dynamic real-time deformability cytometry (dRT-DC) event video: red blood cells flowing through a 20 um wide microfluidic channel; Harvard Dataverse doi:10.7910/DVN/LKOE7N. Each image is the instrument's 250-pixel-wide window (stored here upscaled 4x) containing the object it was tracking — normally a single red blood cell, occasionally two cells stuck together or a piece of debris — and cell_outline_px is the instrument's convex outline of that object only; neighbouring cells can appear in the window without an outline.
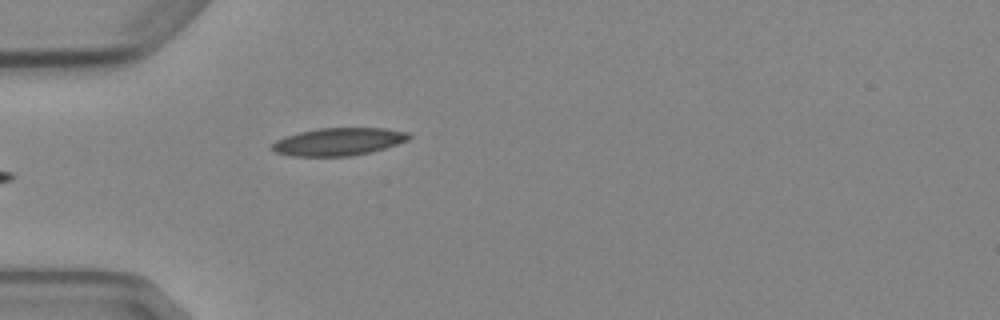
{"species": "Egyptian fruit bat (a non-hibernating species)", "species_latin": "Rousettus aegyptiacus", "temperature_condition": "cold", "stored_images_in_passage": 5, "camera_frame_rate_fps": 3000, "um_per_image_px": 0.085, "animal": {"sex": "female"}, "frame": {"image": 1, "passage_image": 5, "time_ms": 4.667, "image_size_px": [1000, 320], "cell_outline_px": [[412, 136], [408, 140], [372, 152], [352, 156], [292, 156], [276, 152], [268, 148], [276, 140], [300, 132], [316, 128], [384, 128], [408, 132]], "centroid_in_image_um": [28.77, 12.04], "position_along_channel_um": 56.2, "area_um2": 22.08}}